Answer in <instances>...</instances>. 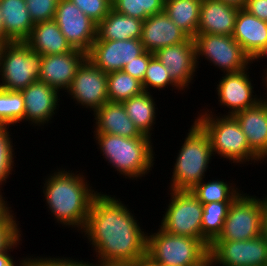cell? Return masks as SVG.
<instances>
[{"instance_id": "obj_1", "label": "cell", "mask_w": 267, "mask_h": 266, "mask_svg": "<svg viewBox=\"0 0 267 266\" xmlns=\"http://www.w3.org/2000/svg\"><path fill=\"white\" fill-rule=\"evenodd\" d=\"M100 191L93 199L82 238L89 244L93 263L143 262L147 254V232L134 211L117 195ZM133 212V213H132Z\"/></svg>"}, {"instance_id": "obj_2", "label": "cell", "mask_w": 267, "mask_h": 266, "mask_svg": "<svg viewBox=\"0 0 267 266\" xmlns=\"http://www.w3.org/2000/svg\"><path fill=\"white\" fill-rule=\"evenodd\" d=\"M43 177L41 191L46 208L59 227L71 228L79 234L83 231L92 201L100 190L92 187L86 172L61 166ZM45 179V180H44ZM45 182V183H44ZM94 188V189H93Z\"/></svg>"}, {"instance_id": "obj_3", "label": "cell", "mask_w": 267, "mask_h": 266, "mask_svg": "<svg viewBox=\"0 0 267 266\" xmlns=\"http://www.w3.org/2000/svg\"><path fill=\"white\" fill-rule=\"evenodd\" d=\"M93 137L101 158L125 180L138 182L149 176L156 165L154 138H125L107 133H93Z\"/></svg>"}, {"instance_id": "obj_4", "label": "cell", "mask_w": 267, "mask_h": 266, "mask_svg": "<svg viewBox=\"0 0 267 266\" xmlns=\"http://www.w3.org/2000/svg\"><path fill=\"white\" fill-rule=\"evenodd\" d=\"M216 111L205 106L197 111L198 114L194 117L210 138L214 158L219 156L217 159L229 161V164L233 163L238 167L264 164V161L250 148L236 118L217 115Z\"/></svg>"}, {"instance_id": "obj_5", "label": "cell", "mask_w": 267, "mask_h": 266, "mask_svg": "<svg viewBox=\"0 0 267 266\" xmlns=\"http://www.w3.org/2000/svg\"><path fill=\"white\" fill-rule=\"evenodd\" d=\"M192 121L185 138H182L184 140L179 143L181 146L177 156H174V166L170 169L172 173H169L172 175L167 186L170 190H192L207 176L211 169L209 164L214 160L208 134L195 120Z\"/></svg>"}, {"instance_id": "obj_6", "label": "cell", "mask_w": 267, "mask_h": 266, "mask_svg": "<svg viewBox=\"0 0 267 266\" xmlns=\"http://www.w3.org/2000/svg\"><path fill=\"white\" fill-rule=\"evenodd\" d=\"M147 233V264L195 266L209 255V248L197 238L171 235L160 227Z\"/></svg>"}, {"instance_id": "obj_7", "label": "cell", "mask_w": 267, "mask_h": 266, "mask_svg": "<svg viewBox=\"0 0 267 266\" xmlns=\"http://www.w3.org/2000/svg\"><path fill=\"white\" fill-rule=\"evenodd\" d=\"M41 55L25 42L0 46V88L20 91L39 78Z\"/></svg>"}, {"instance_id": "obj_8", "label": "cell", "mask_w": 267, "mask_h": 266, "mask_svg": "<svg viewBox=\"0 0 267 266\" xmlns=\"http://www.w3.org/2000/svg\"><path fill=\"white\" fill-rule=\"evenodd\" d=\"M168 203L160 227L171 235L197 238L202 241V203L191 190H168Z\"/></svg>"}, {"instance_id": "obj_9", "label": "cell", "mask_w": 267, "mask_h": 266, "mask_svg": "<svg viewBox=\"0 0 267 266\" xmlns=\"http://www.w3.org/2000/svg\"><path fill=\"white\" fill-rule=\"evenodd\" d=\"M242 193L232 202L221 234L215 241H244L262 235L264 196Z\"/></svg>"}, {"instance_id": "obj_10", "label": "cell", "mask_w": 267, "mask_h": 266, "mask_svg": "<svg viewBox=\"0 0 267 266\" xmlns=\"http://www.w3.org/2000/svg\"><path fill=\"white\" fill-rule=\"evenodd\" d=\"M194 42L198 69L204 59L205 63L209 62L208 66L214 65L213 67L217 68V71L221 70L223 74L240 72L252 65L251 58L233 36L196 34Z\"/></svg>"}, {"instance_id": "obj_11", "label": "cell", "mask_w": 267, "mask_h": 266, "mask_svg": "<svg viewBox=\"0 0 267 266\" xmlns=\"http://www.w3.org/2000/svg\"><path fill=\"white\" fill-rule=\"evenodd\" d=\"M253 70L251 65L236 73H222L216 84L215 94L220 108H225V112L217 115L234 116L247 108L255 106L267 94V91L262 95L260 89V96L254 90V78L250 77V71ZM255 94V95H254ZM227 107V109H226ZM228 110V111H227Z\"/></svg>"}, {"instance_id": "obj_12", "label": "cell", "mask_w": 267, "mask_h": 266, "mask_svg": "<svg viewBox=\"0 0 267 266\" xmlns=\"http://www.w3.org/2000/svg\"><path fill=\"white\" fill-rule=\"evenodd\" d=\"M75 106L87 108L92 114L108 100L107 74L88 59L78 68L71 85L66 90Z\"/></svg>"}, {"instance_id": "obj_13", "label": "cell", "mask_w": 267, "mask_h": 266, "mask_svg": "<svg viewBox=\"0 0 267 266\" xmlns=\"http://www.w3.org/2000/svg\"><path fill=\"white\" fill-rule=\"evenodd\" d=\"M209 255L217 266H264L267 263V239L260 235L244 241H214Z\"/></svg>"}, {"instance_id": "obj_14", "label": "cell", "mask_w": 267, "mask_h": 266, "mask_svg": "<svg viewBox=\"0 0 267 266\" xmlns=\"http://www.w3.org/2000/svg\"><path fill=\"white\" fill-rule=\"evenodd\" d=\"M54 21L72 48L88 52L97 38V24L70 0H59Z\"/></svg>"}, {"instance_id": "obj_15", "label": "cell", "mask_w": 267, "mask_h": 266, "mask_svg": "<svg viewBox=\"0 0 267 266\" xmlns=\"http://www.w3.org/2000/svg\"><path fill=\"white\" fill-rule=\"evenodd\" d=\"M24 98V124L34 126L37 131L44 126L50 125L52 120L57 119L61 92L41 81H35L26 88L20 90ZM61 97V98H60ZM50 123V124H49Z\"/></svg>"}, {"instance_id": "obj_16", "label": "cell", "mask_w": 267, "mask_h": 266, "mask_svg": "<svg viewBox=\"0 0 267 266\" xmlns=\"http://www.w3.org/2000/svg\"><path fill=\"white\" fill-rule=\"evenodd\" d=\"M145 52L140 39L95 40L87 59L106 74L123 70L124 66Z\"/></svg>"}, {"instance_id": "obj_17", "label": "cell", "mask_w": 267, "mask_h": 266, "mask_svg": "<svg viewBox=\"0 0 267 266\" xmlns=\"http://www.w3.org/2000/svg\"><path fill=\"white\" fill-rule=\"evenodd\" d=\"M154 55L166 67L172 80L187 93L199 71L194 39L161 48Z\"/></svg>"}, {"instance_id": "obj_18", "label": "cell", "mask_w": 267, "mask_h": 266, "mask_svg": "<svg viewBox=\"0 0 267 266\" xmlns=\"http://www.w3.org/2000/svg\"><path fill=\"white\" fill-rule=\"evenodd\" d=\"M86 59V52L74 48L70 52L41 56L38 81L61 91L64 95L78 68Z\"/></svg>"}, {"instance_id": "obj_19", "label": "cell", "mask_w": 267, "mask_h": 266, "mask_svg": "<svg viewBox=\"0 0 267 266\" xmlns=\"http://www.w3.org/2000/svg\"><path fill=\"white\" fill-rule=\"evenodd\" d=\"M188 38L164 11L143 21L140 41L145 51L155 53L161 48L185 42Z\"/></svg>"}, {"instance_id": "obj_20", "label": "cell", "mask_w": 267, "mask_h": 266, "mask_svg": "<svg viewBox=\"0 0 267 266\" xmlns=\"http://www.w3.org/2000/svg\"><path fill=\"white\" fill-rule=\"evenodd\" d=\"M93 133L125 138H150L143 135L127 115L122 102L107 101L93 113Z\"/></svg>"}, {"instance_id": "obj_21", "label": "cell", "mask_w": 267, "mask_h": 266, "mask_svg": "<svg viewBox=\"0 0 267 266\" xmlns=\"http://www.w3.org/2000/svg\"><path fill=\"white\" fill-rule=\"evenodd\" d=\"M250 148L267 163V94L255 106L234 115Z\"/></svg>"}, {"instance_id": "obj_22", "label": "cell", "mask_w": 267, "mask_h": 266, "mask_svg": "<svg viewBox=\"0 0 267 266\" xmlns=\"http://www.w3.org/2000/svg\"><path fill=\"white\" fill-rule=\"evenodd\" d=\"M239 9L220 0H202L197 34L232 36Z\"/></svg>"}, {"instance_id": "obj_23", "label": "cell", "mask_w": 267, "mask_h": 266, "mask_svg": "<svg viewBox=\"0 0 267 266\" xmlns=\"http://www.w3.org/2000/svg\"><path fill=\"white\" fill-rule=\"evenodd\" d=\"M232 36L252 59L267 44V21L260 20L240 8Z\"/></svg>"}, {"instance_id": "obj_24", "label": "cell", "mask_w": 267, "mask_h": 266, "mask_svg": "<svg viewBox=\"0 0 267 266\" xmlns=\"http://www.w3.org/2000/svg\"><path fill=\"white\" fill-rule=\"evenodd\" d=\"M25 43L41 56L61 54L73 49L54 20L35 23Z\"/></svg>"}, {"instance_id": "obj_25", "label": "cell", "mask_w": 267, "mask_h": 266, "mask_svg": "<svg viewBox=\"0 0 267 266\" xmlns=\"http://www.w3.org/2000/svg\"><path fill=\"white\" fill-rule=\"evenodd\" d=\"M5 38L9 42H25L34 26L25 0H0Z\"/></svg>"}, {"instance_id": "obj_26", "label": "cell", "mask_w": 267, "mask_h": 266, "mask_svg": "<svg viewBox=\"0 0 267 266\" xmlns=\"http://www.w3.org/2000/svg\"><path fill=\"white\" fill-rule=\"evenodd\" d=\"M143 20L116 12L112 8L108 15L97 25L95 40L140 39Z\"/></svg>"}, {"instance_id": "obj_27", "label": "cell", "mask_w": 267, "mask_h": 266, "mask_svg": "<svg viewBox=\"0 0 267 266\" xmlns=\"http://www.w3.org/2000/svg\"><path fill=\"white\" fill-rule=\"evenodd\" d=\"M155 93L143 91L130 99L123 101V106L129 118L134 122L139 131L150 138H153L158 107L157 99L153 96ZM153 131V132H152Z\"/></svg>"}, {"instance_id": "obj_28", "label": "cell", "mask_w": 267, "mask_h": 266, "mask_svg": "<svg viewBox=\"0 0 267 266\" xmlns=\"http://www.w3.org/2000/svg\"><path fill=\"white\" fill-rule=\"evenodd\" d=\"M202 0H165L164 12L189 37L194 39L200 20Z\"/></svg>"}, {"instance_id": "obj_29", "label": "cell", "mask_w": 267, "mask_h": 266, "mask_svg": "<svg viewBox=\"0 0 267 266\" xmlns=\"http://www.w3.org/2000/svg\"><path fill=\"white\" fill-rule=\"evenodd\" d=\"M206 180L204 178L191 190L202 205L210 202L234 201L244 191L241 189H244V187H239L236 181H233L234 178L232 180L230 179L231 182H227L223 178L216 179L214 177L212 180Z\"/></svg>"}, {"instance_id": "obj_30", "label": "cell", "mask_w": 267, "mask_h": 266, "mask_svg": "<svg viewBox=\"0 0 267 266\" xmlns=\"http://www.w3.org/2000/svg\"><path fill=\"white\" fill-rule=\"evenodd\" d=\"M233 201L210 202L203 204L202 242L209 248L221 234L228 210Z\"/></svg>"}, {"instance_id": "obj_31", "label": "cell", "mask_w": 267, "mask_h": 266, "mask_svg": "<svg viewBox=\"0 0 267 266\" xmlns=\"http://www.w3.org/2000/svg\"><path fill=\"white\" fill-rule=\"evenodd\" d=\"M143 91L141 81L123 70L107 74V95L110 102H123Z\"/></svg>"}, {"instance_id": "obj_32", "label": "cell", "mask_w": 267, "mask_h": 266, "mask_svg": "<svg viewBox=\"0 0 267 266\" xmlns=\"http://www.w3.org/2000/svg\"><path fill=\"white\" fill-rule=\"evenodd\" d=\"M24 111L21 91L0 88V126H20L24 123Z\"/></svg>"}, {"instance_id": "obj_33", "label": "cell", "mask_w": 267, "mask_h": 266, "mask_svg": "<svg viewBox=\"0 0 267 266\" xmlns=\"http://www.w3.org/2000/svg\"><path fill=\"white\" fill-rule=\"evenodd\" d=\"M142 87L143 90L149 93L160 92V90L167 91L168 87L170 90H176L178 93H185L182 92L183 90L172 80L167 72L166 67L159 61V59L154 55L147 66V70L145 76L143 78ZM172 87V88H170ZM167 88V90H166ZM154 90V91H153Z\"/></svg>"}, {"instance_id": "obj_34", "label": "cell", "mask_w": 267, "mask_h": 266, "mask_svg": "<svg viewBox=\"0 0 267 266\" xmlns=\"http://www.w3.org/2000/svg\"><path fill=\"white\" fill-rule=\"evenodd\" d=\"M165 0H112L118 13L145 21L149 16L164 11Z\"/></svg>"}, {"instance_id": "obj_35", "label": "cell", "mask_w": 267, "mask_h": 266, "mask_svg": "<svg viewBox=\"0 0 267 266\" xmlns=\"http://www.w3.org/2000/svg\"><path fill=\"white\" fill-rule=\"evenodd\" d=\"M11 129L8 126H0V189L6 186V182H10L8 178L11 177L12 173L14 175V169L17 167L15 163L16 151H14L17 148H15L16 142L13 143L14 136H12Z\"/></svg>"}, {"instance_id": "obj_36", "label": "cell", "mask_w": 267, "mask_h": 266, "mask_svg": "<svg viewBox=\"0 0 267 266\" xmlns=\"http://www.w3.org/2000/svg\"><path fill=\"white\" fill-rule=\"evenodd\" d=\"M16 213L11 209L0 220V253L8 250L21 236L23 232Z\"/></svg>"}, {"instance_id": "obj_37", "label": "cell", "mask_w": 267, "mask_h": 266, "mask_svg": "<svg viewBox=\"0 0 267 266\" xmlns=\"http://www.w3.org/2000/svg\"><path fill=\"white\" fill-rule=\"evenodd\" d=\"M97 25L108 15L112 8L110 0H70Z\"/></svg>"}, {"instance_id": "obj_38", "label": "cell", "mask_w": 267, "mask_h": 266, "mask_svg": "<svg viewBox=\"0 0 267 266\" xmlns=\"http://www.w3.org/2000/svg\"><path fill=\"white\" fill-rule=\"evenodd\" d=\"M26 7L34 23L54 20L59 0H25Z\"/></svg>"}, {"instance_id": "obj_39", "label": "cell", "mask_w": 267, "mask_h": 266, "mask_svg": "<svg viewBox=\"0 0 267 266\" xmlns=\"http://www.w3.org/2000/svg\"><path fill=\"white\" fill-rule=\"evenodd\" d=\"M153 56L154 53L145 51L142 55L136 57L135 60L126 64L123 71L142 82L149 61Z\"/></svg>"}, {"instance_id": "obj_40", "label": "cell", "mask_w": 267, "mask_h": 266, "mask_svg": "<svg viewBox=\"0 0 267 266\" xmlns=\"http://www.w3.org/2000/svg\"><path fill=\"white\" fill-rule=\"evenodd\" d=\"M39 256L26 255L24 266H65L64 256Z\"/></svg>"}, {"instance_id": "obj_41", "label": "cell", "mask_w": 267, "mask_h": 266, "mask_svg": "<svg viewBox=\"0 0 267 266\" xmlns=\"http://www.w3.org/2000/svg\"><path fill=\"white\" fill-rule=\"evenodd\" d=\"M23 240L24 239L21 236L8 250L0 253V266H24L26 259L25 256L23 258L20 257V259L16 258L14 260V257L11 255V252H13L14 249L16 250L21 247L20 244L23 243Z\"/></svg>"}, {"instance_id": "obj_42", "label": "cell", "mask_w": 267, "mask_h": 266, "mask_svg": "<svg viewBox=\"0 0 267 266\" xmlns=\"http://www.w3.org/2000/svg\"><path fill=\"white\" fill-rule=\"evenodd\" d=\"M243 9L260 20L267 21V0H247Z\"/></svg>"}, {"instance_id": "obj_43", "label": "cell", "mask_w": 267, "mask_h": 266, "mask_svg": "<svg viewBox=\"0 0 267 266\" xmlns=\"http://www.w3.org/2000/svg\"><path fill=\"white\" fill-rule=\"evenodd\" d=\"M263 58H264V60L267 62V44L263 47V48H261L260 50H259V52L251 59V64H254V63H257L258 64V62L260 63L261 61H263ZM261 60V61H260ZM266 66V67H265ZM264 66V69L263 68H260V70L261 71H259L261 74H262V76L260 77V78H262V79H260L262 82V84L260 83V85L262 86V89H264L263 91H267V65H265Z\"/></svg>"}, {"instance_id": "obj_44", "label": "cell", "mask_w": 267, "mask_h": 266, "mask_svg": "<svg viewBox=\"0 0 267 266\" xmlns=\"http://www.w3.org/2000/svg\"><path fill=\"white\" fill-rule=\"evenodd\" d=\"M2 191L4 190L0 189V220L12 209V206L9 201L6 200L8 199V197L5 198V193Z\"/></svg>"}, {"instance_id": "obj_45", "label": "cell", "mask_w": 267, "mask_h": 266, "mask_svg": "<svg viewBox=\"0 0 267 266\" xmlns=\"http://www.w3.org/2000/svg\"><path fill=\"white\" fill-rule=\"evenodd\" d=\"M65 266H94V263L91 261H84L82 258L79 260L78 258L65 257Z\"/></svg>"}, {"instance_id": "obj_46", "label": "cell", "mask_w": 267, "mask_h": 266, "mask_svg": "<svg viewBox=\"0 0 267 266\" xmlns=\"http://www.w3.org/2000/svg\"><path fill=\"white\" fill-rule=\"evenodd\" d=\"M262 235L267 239V193L265 194V201L263 203L262 211Z\"/></svg>"}, {"instance_id": "obj_47", "label": "cell", "mask_w": 267, "mask_h": 266, "mask_svg": "<svg viewBox=\"0 0 267 266\" xmlns=\"http://www.w3.org/2000/svg\"><path fill=\"white\" fill-rule=\"evenodd\" d=\"M1 9H0V42L2 44L8 43L9 41L5 38V29H4V21L2 17Z\"/></svg>"}, {"instance_id": "obj_48", "label": "cell", "mask_w": 267, "mask_h": 266, "mask_svg": "<svg viewBox=\"0 0 267 266\" xmlns=\"http://www.w3.org/2000/svg\"><path fill=\"white\" fill-rule=\"evenodd\" d=\"M226 4L236 6L238 8H244L247 0H220Z\"/></svg>"}, {"instance_id": "obj_49", "label": "cell", "mask_w": 267, "mask_h": 266, "mask_svg": "<svg viewBox=\"0 0 267 266\" xmlns=\"http://www.w3.org/2000/svg\"><path fill=\"white\" fill-rule=\"evenodd\" d=\"M195 266H217L214 259L208 255L205 259H203L198 265Z\"/></svg>"}, {"instance_id": "obj_50", "label": "cell", "mask_w": 267, "mask_h": 266, "mask_svg": "<svg viewBox=\"0 0 267 266\" xmlns=\"http://www.w3.org/2000/svg\"><path fill=\"white\" fill-rule=\"evenodd\" d=\"M94 266H133L129 263H94Z\"/></svg>"}, {"instance_id": "obj_51", "label": "cell", "mask_w": 267, "mask_h": 266, "mask_svg": "<svg viewBox=\"0 0 267 266\" xmlns=\"http://www.w3.org/2000/svg\"><path fill=\"white\" fill-rule=\"evenodd\" d=\"M133 266H149L145 261L140 262V263H135Z\"/></svg>"}, {"instance_id": "obj_52", "label": "cell", "mask_w": 267, "mask_h": 266, "mask_svg": "<svg viewBox=\"0 0 267 266\" xmlns=\"http://www.w3.org/2000/svg\"><path fill=\"white\" fill-rule=\"evenodd\" d=\"M149 266H164V265H156V264H148Z\"/></svg>"}]
</instances>
